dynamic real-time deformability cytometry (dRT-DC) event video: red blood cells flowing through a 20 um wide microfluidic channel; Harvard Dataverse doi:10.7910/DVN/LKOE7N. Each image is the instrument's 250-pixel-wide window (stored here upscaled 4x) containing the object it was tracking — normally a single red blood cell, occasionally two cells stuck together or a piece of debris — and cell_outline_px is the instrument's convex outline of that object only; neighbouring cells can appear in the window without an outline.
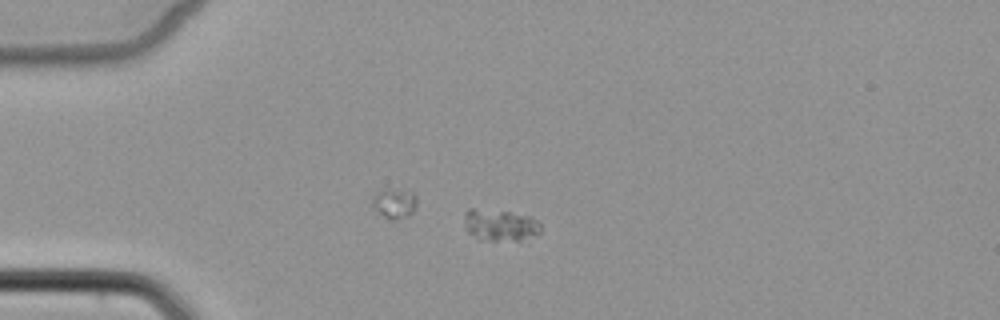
{"species": "common noctule bat (a hibernating species)", "species_latin": "Nyctalus noctula", "temperature_condition": "cold", "stored_images_in_passage": 4, "segment_of_instrument_passage": [2, 2], "camera_frame_rate_fps": 3000, "um_per_image_px": 0.085, "animal": {"sex": "female", "body_mass_g": 22.7, "forearm_length_mm": 54.2}, "frame": {"image": 1, "passage_image": 3, "time_ms": 2.333, "image_size_px": [1000, 320], "cell_outline_px": [[540, 232], [536, 236], [520, 240], [480, 240], [468, 232], [464, 228], [464, 212], [468, 208], [472, 208], [508, 212], [528, 216], [536, 220], [540, 224]], "centroid_in_image_um": [42.47, 19.14], "position_along_channel_um": 42.5, "area_um2": 14.1}}